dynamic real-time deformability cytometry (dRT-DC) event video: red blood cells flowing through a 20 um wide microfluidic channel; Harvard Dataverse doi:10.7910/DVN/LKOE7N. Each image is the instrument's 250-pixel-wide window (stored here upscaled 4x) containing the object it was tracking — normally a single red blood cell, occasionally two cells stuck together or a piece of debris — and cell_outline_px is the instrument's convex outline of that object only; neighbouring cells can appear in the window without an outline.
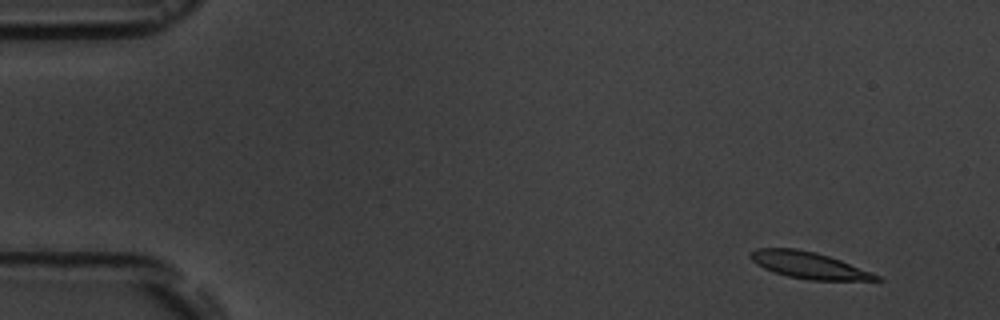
{"species": "common noctule bat (a hibernating species)", "species_latin": "Nyctalus noctula", "temperature_condition": "room temperature", "stored_images_in_passage": 4, "camera_frame_rate_fps": 3000, "um_per_image_px": 0.085, "animal": {"sex": "male", "body_mass_g": 19.5, "forearm_length_mm": 54.6}, "frame": {"image": 1, "passage_image": 1, "time_ms": 0.0, "image_size_px": [1000, 320], "cell_outline_px": [[884, 280], [808, 280], [788, 276], [764, 268], [756, 264], [748, 256], [748, 252], [756, 248], [796, 248], [816, 252], [840, 260], [880, 276]], "centroid_in_image_um": [68.69, 22.53], "position_along_channel_um": 16.3, "area_um2": 19.36}}